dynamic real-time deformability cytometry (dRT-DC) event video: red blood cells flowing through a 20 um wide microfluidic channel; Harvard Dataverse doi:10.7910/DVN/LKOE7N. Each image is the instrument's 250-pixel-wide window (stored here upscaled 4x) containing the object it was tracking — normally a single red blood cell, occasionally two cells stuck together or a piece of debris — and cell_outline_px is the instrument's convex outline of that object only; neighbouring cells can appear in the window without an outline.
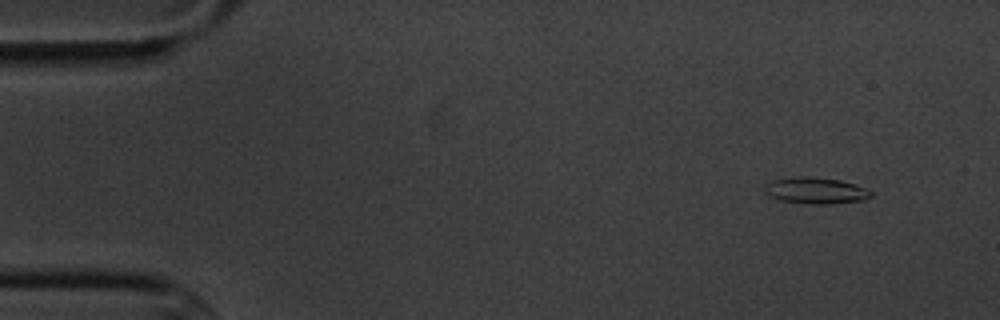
{"species": "common noctule bat (a hibernating species)", "species_latin": "Nyctalus noctula", "temperature_condition": "cold", "stored_images_in_passage": 4, "camera_frame_rate_fps": 3000, "um_per_image_px": 0.085, "animal": {"sex": "male", "body_mass_g": 20.1, "forearm_length_mm": 53.5}, "frame": {"image": 1, "passage_image": 1, "time_ms": 0.0, "image_size_px": [1000, 320], "cell_outline_px": [[872, 196], [864, 200], [828, 204], [808, 204], [780, 200], [768, 196], [764, 192], [764, 188], [772, 180], [796, 176], [808, 176], [840, 180], [864, 188], [872, 192]], "centroid_in_image_um": [69.3, 16.2], "position_along_channel_um": 15.7, "area_um2": 16.3}}